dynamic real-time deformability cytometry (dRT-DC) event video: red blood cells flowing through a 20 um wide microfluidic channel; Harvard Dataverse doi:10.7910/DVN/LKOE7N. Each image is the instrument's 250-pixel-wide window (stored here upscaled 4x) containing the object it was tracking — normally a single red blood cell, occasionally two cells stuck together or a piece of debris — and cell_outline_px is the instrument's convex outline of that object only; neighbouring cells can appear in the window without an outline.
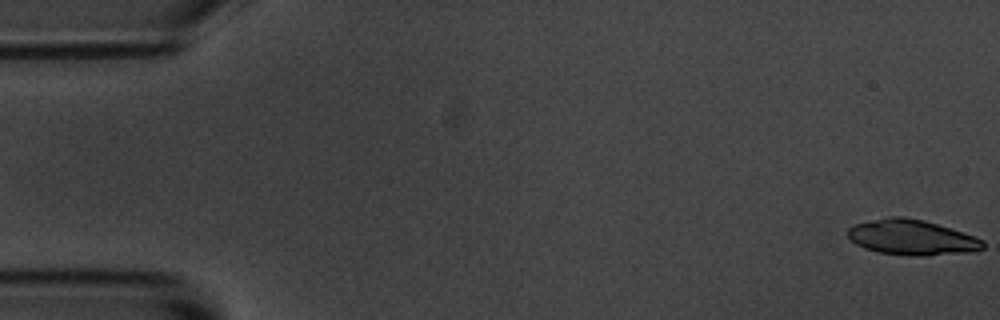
{"species": "common noctule bat (a hibernating species)", "species_latin": "Nyctalus noctula", "temperature_condition": "room temperature", "stored_images_in_passage": 54, "camera_frame_rate_fps": 3000, "um_per_image_px": 0.085, "animal": {"sex": "male", "body_mass_g": 20.1, "forearm_length_mm": 53.5}, "frame": {"image": 1, "passage_image": 1, "time_ms": 0.0, "image_size_px": [1000, 320], "cell_outline_px": [[984, 248], [968, 252], [924, 256], [908, 256], [880, 252], [864, 248], [856, 244], [848, 236], [848, 228], [852, 224], [892, 216], [900, 216], [924, 220], [984, 240]], "centroid_in_image_um": [77.46, 20.18], "position_along_channel_um": 7.5, "area_um2": 27.51}}